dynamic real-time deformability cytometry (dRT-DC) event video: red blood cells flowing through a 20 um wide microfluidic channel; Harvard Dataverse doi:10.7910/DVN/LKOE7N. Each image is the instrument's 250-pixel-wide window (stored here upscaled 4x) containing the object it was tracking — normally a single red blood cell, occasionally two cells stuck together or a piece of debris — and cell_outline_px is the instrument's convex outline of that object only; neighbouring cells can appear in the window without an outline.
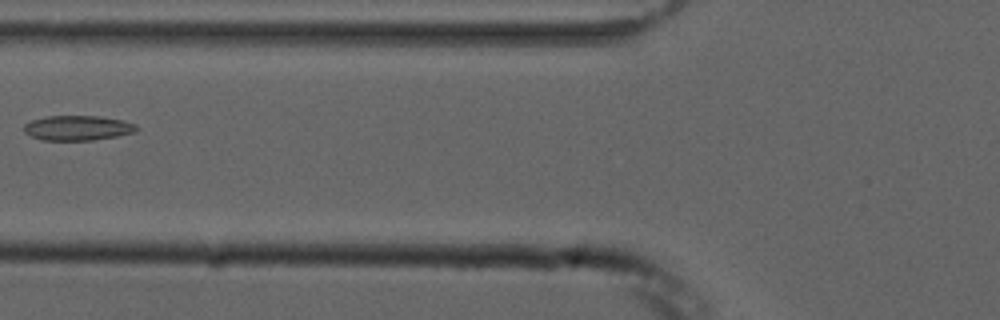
{"species": "common noctule bat (a hibernating species)", "species_latin": "Nyctalus noctula", "temperature_condition": "cold", "stored_images_in_passage": 3, "camera_frame_rate_fps": 3000, "um_per_image_px": 0.085, "animal": {"sex": "male", "forearm_length_mm": 52.5}, "frame": {"image": 1, "passage_image": 2, "time_ms": 1.333, "image_size_px": [1000, 320], "cell_outline_px": [[140, 128], [136, 132], [116, 136], [92, 140], [40, 140], [24, 132], [24, 124], [32, 120], [44, 116], [100, 116], [120, 120], [136, 124]], "centroid_in_image_um": [6.6, 10.87], "position_along_channel_um": 119.2, "area_um2": 16.36}}
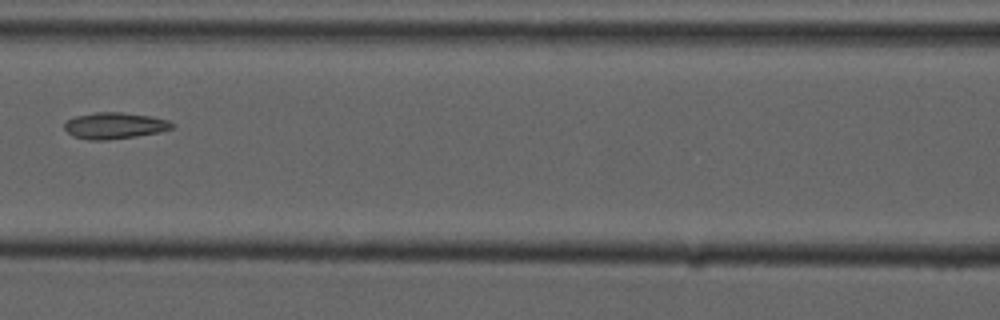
{"frame": {"image": 2, "passage_image": 3, "time_ms": 2.333, "image_size_px": [1000, 320], "cell_outline_px": [[176, 124], [172, 128], [160, 132], [136, 136], [108, 140], [88, 140], [72, 136], [64, 128], [64, 124], [68, 120], [76, 116], [96, 112], [120, 112], [152, 116], [168, 120]], "centroid_in_image_um": [9.76, 10.68], "position_along_channel_um": 156.8, "area_um2": 16.59}}